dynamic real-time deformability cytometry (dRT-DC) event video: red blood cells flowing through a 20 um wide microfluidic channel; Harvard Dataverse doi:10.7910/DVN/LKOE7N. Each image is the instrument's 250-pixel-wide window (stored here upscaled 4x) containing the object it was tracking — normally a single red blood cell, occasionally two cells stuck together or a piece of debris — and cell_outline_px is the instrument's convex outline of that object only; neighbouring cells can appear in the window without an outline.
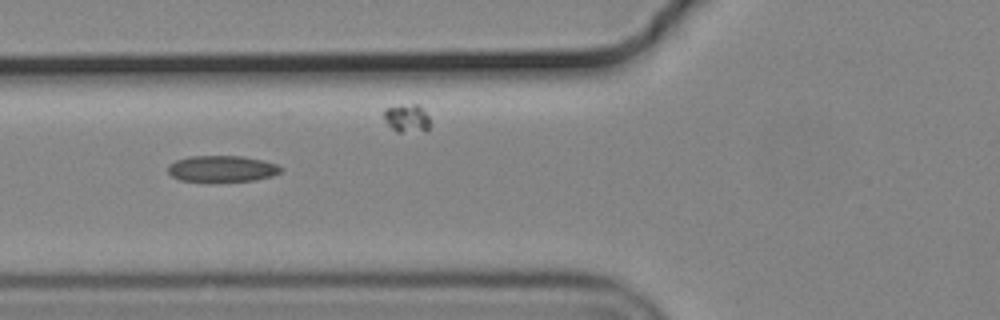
{"species": "common noctule bat (a hibernating species)", "species_latin": "Nyctalus noctula", "temperature_condition": "cold", "stored_images_in_passage": 8, "camera_frame_rate_fps": 3000, "um_per_image_px": 0.085, "animal": {"sex": "male", "body_mass_g": 19.2, "forearm_length_mm": 51.8}, "frame": {"image": 1, "passage_image": 5, "time_ms": 1.333, "image_size_px": [1000, 320], "cell_outline_px": [[284, 168], [280, 172], [272, 176], [252, 180], [212, 184], [180, 180], [172, 176], [168, 172], [168, 164], [176, 160], [188, 156], [244, 156], [264, 160], [276, 164]], "centroid_in_image_um": [18.84, 14.37], "position_along_channel_um": 107.0, "area_um2": 18.03}}